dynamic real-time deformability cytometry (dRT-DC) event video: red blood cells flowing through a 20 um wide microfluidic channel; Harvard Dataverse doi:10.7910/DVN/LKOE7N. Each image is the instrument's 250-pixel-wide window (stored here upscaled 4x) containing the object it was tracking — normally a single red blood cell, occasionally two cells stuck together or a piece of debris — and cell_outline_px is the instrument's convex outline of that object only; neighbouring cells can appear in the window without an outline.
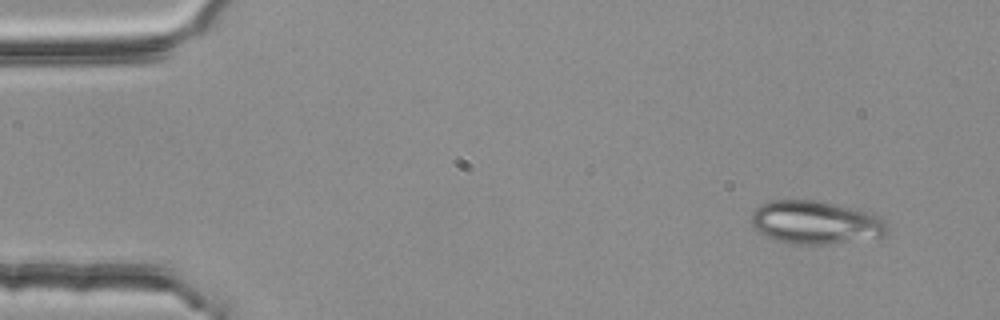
{"species": "common noctule bat (a hibernating species)", "species_latin": "Nyctalus noctula", "temperature_condition": "room temperature", "stored_images_in_passage": 3, "camera_frame_rate_fps": 3000, "um_per_image_px": 0.085, "animal": {"sex": "female", "body_mass_g": 25.1}, "frame": {"image": 1, "passage_image": 1, "time_ms": 0.0, "image_size_px": [1000, 320], "cell_outline_px": [[888, 232], [884, 236], [828, 244], [796, 244], [780, 240], [768, 236], [760, 232], [752, 224], [752, 212], [756, 208], [772, 200], [816, 200], [852, 208], [868, 212], [880, 216], [884, 220], [888, 228]], "centroid_in_image_um": [69.36, 18.9], "position_along_channel_um": 15.6, "area_um2": 33.7}}